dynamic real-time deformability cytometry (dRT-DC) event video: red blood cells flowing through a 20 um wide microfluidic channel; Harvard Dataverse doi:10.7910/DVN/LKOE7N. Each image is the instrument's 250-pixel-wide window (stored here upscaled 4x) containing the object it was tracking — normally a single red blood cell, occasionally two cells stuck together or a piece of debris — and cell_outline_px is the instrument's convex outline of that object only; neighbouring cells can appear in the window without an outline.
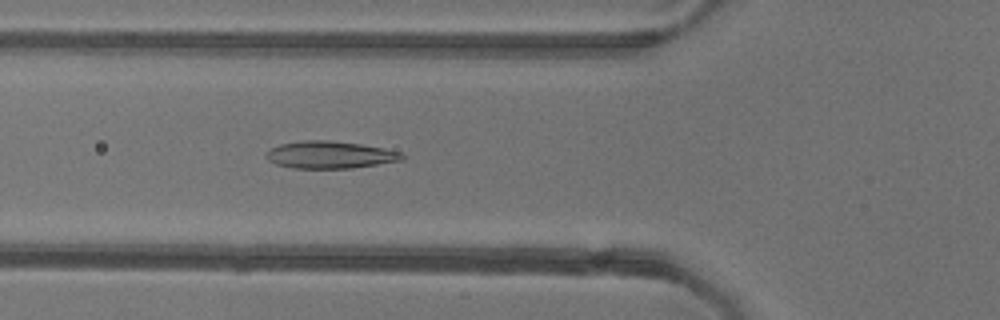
{"species": "common noctule bat (a hibernating species)", "species_latin": "Nyctalus noctula", "temperature_condition": "warm", "stored_images_in_passage": 9, "camera_frame_rate_fps": 3000, "um_per_image_px": 0.085, "animal": {"sex": "female"}, "frame": {"image": 1, "passage_image": 8, "time_ms": 2.333, "image_size_px": [1000, 320], "cell_outline_px": [[404, 160], [352, 168], [292, 168], [276, 164], [268, 160], [264, 156], [264, 152], [280, 144], [300, 140], [328, 140], [360, 144], [384, 148], [400, 152], [404, 156]], "centroid_in_image_um": [28.01, 13.16], "position_along_channel_um": 97.8, "area_um2": 21.68}}